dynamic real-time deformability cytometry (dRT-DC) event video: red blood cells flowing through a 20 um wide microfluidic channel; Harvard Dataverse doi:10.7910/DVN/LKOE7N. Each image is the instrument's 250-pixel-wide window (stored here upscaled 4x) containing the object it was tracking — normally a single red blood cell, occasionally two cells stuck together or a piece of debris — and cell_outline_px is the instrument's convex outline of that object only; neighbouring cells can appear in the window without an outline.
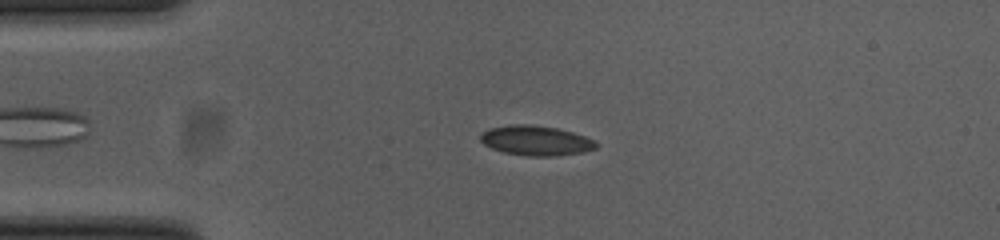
{"species": "common noctule bat (a hibernating species)", "species_latin": "Nyctalus noctula", "temperature_condition": "cold", "stored_images_in_passage": 55, "camera_frame_rate_fps": 3000, "um_per_image_px": 0.085, "animal": {"sex": "female", "body_mass_g": 23.0, "forearm_length_mm": 53.4}, "frame": {"image": 1, "passage_image": 12, "time_ms": 3.667, "image_size_px": [1000, 240], "cell_outline_px": [[600, 144], [596, 148], [584, 152], [556, 156], [528, 156], [504, 152], [492, 148], [484, 144], [480, 140], [480, 136], [488, 128], [508, 124], [532, 124], [556, 128], [572, 132], [596, 140]], "centroid_in_image_um": [45.58, 11.94], "position_along_channel_um": 39.4, "area_um2": 20.29}}
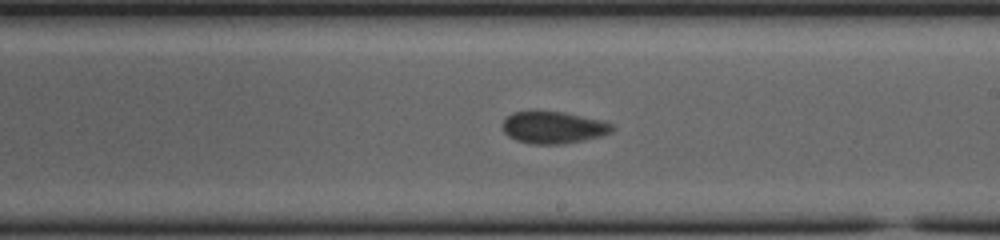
{"frame": {"image": 2, "passage_image": 31, "time_ms": 10.0, "image_size_px": [1000, 240], "cell_outline_px": [[612, 132], [600, 136], [560, 144], [532, 144], [516, 140], [508, 136], [504, 132], [504, 120], [512, 112], [564, 112], [600, 120], [612, 124]], "centroid_in_image_um": [47.02, 10.84], "position_along_channel_um": 242.0, "area_um2": 19.94}}
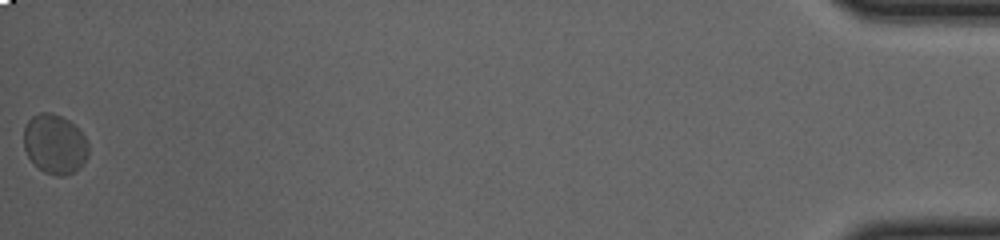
{"frame": {"image": 3, "passage_image": 55, "time_ms": 18.0, "image_size_px": [1000, 240], "cell_outline_px": [[88, 156], [84, 164], [72, 172], [64, 176], [56, 176], [44, 172], [28, 156], [24, 148], [24, 128], [28, 120], [32, 116], [40, 112], [52, 112], [68, 120], [84, 136], [88, 144]], "centroid_in_image_um": [4.65, 12.24], "position_along_channel_um": 430.5, "area_um2": 22.31}, "authors_computed_cell_mechanics": {"area_um2": 20.1144, "velocity_mm_per_s": 3.6319, "shape_relaxation_time_tau1_ms": 4.1765, "shape_relaxation_time_tau2_ms": 0.6288, "deformation_change_tau1": 0.0733, "deformation_change_tau2": 0.0385}}